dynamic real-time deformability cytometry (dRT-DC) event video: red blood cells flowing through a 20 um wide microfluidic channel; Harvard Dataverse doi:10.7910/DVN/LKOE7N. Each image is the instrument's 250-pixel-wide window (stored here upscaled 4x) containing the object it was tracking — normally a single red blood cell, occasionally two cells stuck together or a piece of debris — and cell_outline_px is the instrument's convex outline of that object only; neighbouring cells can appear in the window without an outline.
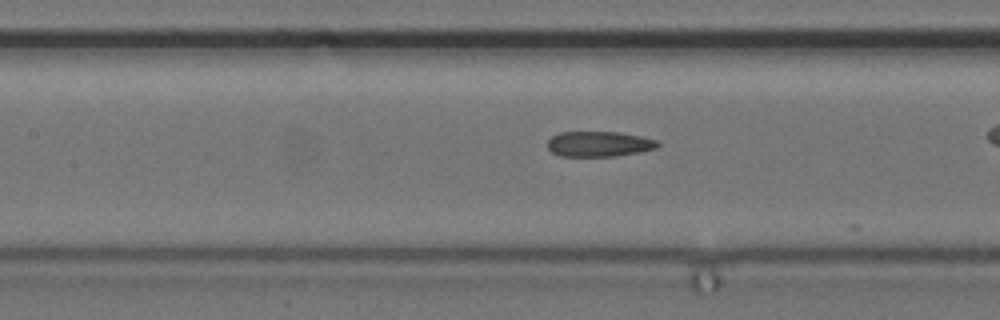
{"species": "common noctule bat (a hibernating species)", "species_latin": "Nyctalus noctula", "temperature_condition": "cold", "stored_images_in_passage": 10, "camera_frame_rate_fps": 3000, "um_per_image_px": 0.085, "animal": {"sex": "female", "body_mass_g": 24.6, "forearm_length_mm": 56.2}, "frame": {"image": 1, "passage_image": 8, "time_ms": 2.333, "image_size_px": [1000, 320], "cell_outline_px": [[660, 144], [656, 148], [640, 152], [616, 156], [560, 156], [552, 152], [548, 148], [548, 140], [552, 136], [560, 132], [616, 132], [640, 136], [656, 140]], "centroid_in_image_um": [50.91, 12.24], "position_along_channel_um": 156.5, "area_um2": 16.18}}